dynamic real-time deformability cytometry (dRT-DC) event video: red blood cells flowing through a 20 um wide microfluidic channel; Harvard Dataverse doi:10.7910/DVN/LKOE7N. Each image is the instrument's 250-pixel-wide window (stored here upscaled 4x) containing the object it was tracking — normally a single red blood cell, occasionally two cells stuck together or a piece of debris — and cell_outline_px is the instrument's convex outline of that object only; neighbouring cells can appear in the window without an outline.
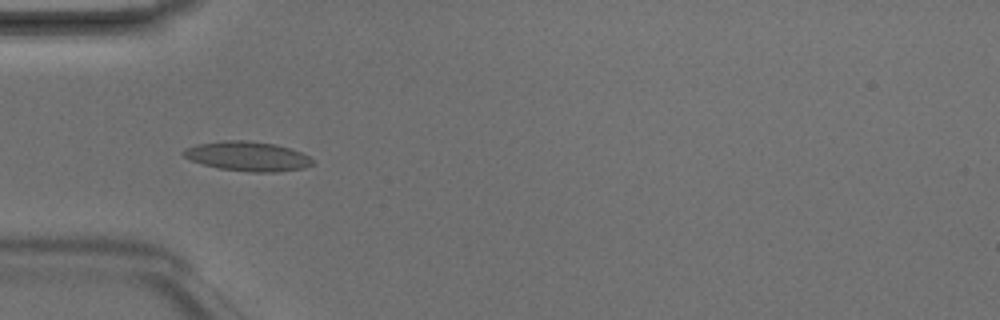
{"species": "Egyptian fruit bat (a non-hibernating species)", "species_latin": "Rousettus aegyptiacus", "temperature_condition": "room temperature", "stored_images_in_passage": 3, "camera_frame_rate_fps": 3000, "um_per_image_px": 0.085, "animal": {"sex": "male"}, "frame": {"image": 1, "passage_image": 2, "time_ms": 0.333, "image_size_px": [1000, 320], "cell_outline_px": [[312, 164], [304, 168], [276, 172], [252, 172], [220, 168], [204, 164], [192, 160], [184, 156], [180, 152], [184, 148], [196, 144], [224, 140], [248, 140], [276, 144], [300, 152], [308, 156], [312, 160]], "centroid_in_image_um": [21.01, 13.27], "position_along_channel_um": 64.0, "area_um2": 22.08}}